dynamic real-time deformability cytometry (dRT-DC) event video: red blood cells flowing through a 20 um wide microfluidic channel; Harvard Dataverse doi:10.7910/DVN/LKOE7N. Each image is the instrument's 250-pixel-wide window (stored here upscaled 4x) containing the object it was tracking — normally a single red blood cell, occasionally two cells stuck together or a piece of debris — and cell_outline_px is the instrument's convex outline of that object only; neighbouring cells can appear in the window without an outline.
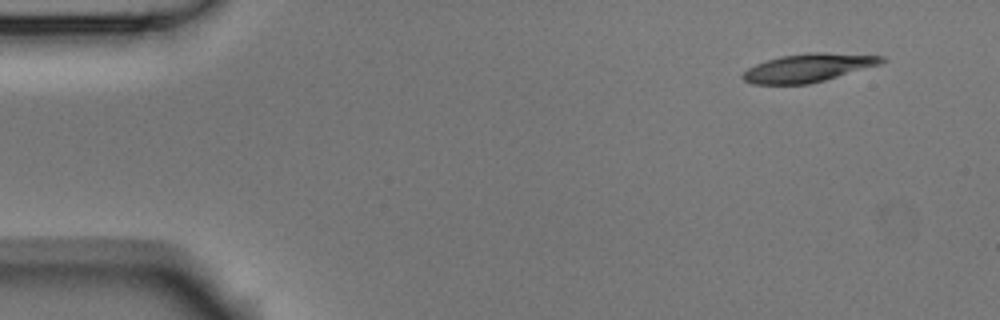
{"species": "Egyptian fruit bat (a non-hibernating species)", "species_latin": "Rousettus aegyptiacus", "temperature_condition": "room temperature", "stored_images_in_passage": 6, "segment_of_instrument_passage": [2, 2], "camera_frame_rate_fps": 3000, "um_per_image_px": 0.085, "animal": {"sex": "male"}, "frame": {"image": 1, "passage_image": 6, "time_ms": 1.667, "image_size_px": [1000, 320], "cell_outline_px": [[888, 60], [880, 64], [824, 80], [808, 84], [752, 84], [744, 80], [740, 76], [748, 68], [756, 64], [780, 56], [808, 52], [824, 52], [884, 56]], "centroid_in_image_um": [68.7, 5.75], "position_along_channel_um": 16.3, "area_um2": 22.77}}